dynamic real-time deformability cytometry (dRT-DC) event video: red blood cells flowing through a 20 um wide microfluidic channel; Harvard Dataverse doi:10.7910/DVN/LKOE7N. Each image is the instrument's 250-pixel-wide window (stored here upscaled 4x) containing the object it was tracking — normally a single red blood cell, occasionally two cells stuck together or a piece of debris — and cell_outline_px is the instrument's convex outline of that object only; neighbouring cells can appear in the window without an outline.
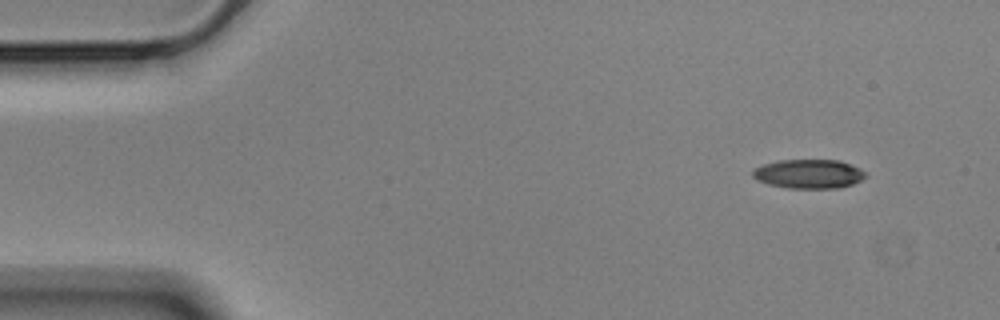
{"species": "Egyptian fruit bat (a non-hibernating species)", "species_latin": "Rousettus aegyptiacus", "temperature_condition": "cold", "stored_images_in_passage": 52, "camera_frame_rate_fps": 3000, "um_per_image_px": 0.085, "animal": {"sex": "male"}, "frame": {"image": 1, "passage_image": 1, "time_ms": 0.0, "image_size_px": [1000, 320], "cell_outline_px": [[868, 176], [852, 184], [836, 188], [788, 188], [768, 184], [756, 180], [752, 176], [752, 172], [756, 168], [764, 164], [780, 160], [840, 160], [852, 164], [860, 168]], "centroid_in_image_um": [68.75, 14.78], "position_along_channel_um": 16.2, "area_um2": 19.13}}
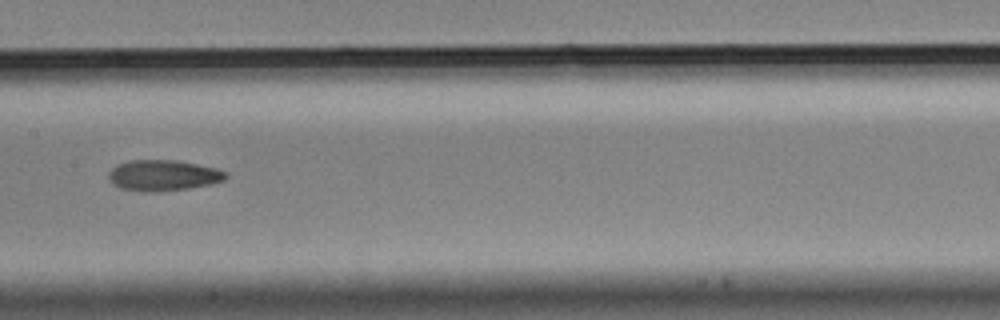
{"frame": {"image": 2, "passage_image": 24, "time_ms": 7.667, "image_size_px": [1000, 320], "cell_outline_px": [[228, 176], [224, 180], [212, 184], [188, 188], [156, 192], [144, 192], [120, 188], [108, 180], [108, 172], [116, 164], [128, 160], [176, 160], [216, 168], [224, 172]], "centroid_in_image_um": [13.82, 14.91], "position_along_channel_um": 193.6, "area_um2": 21.15}}
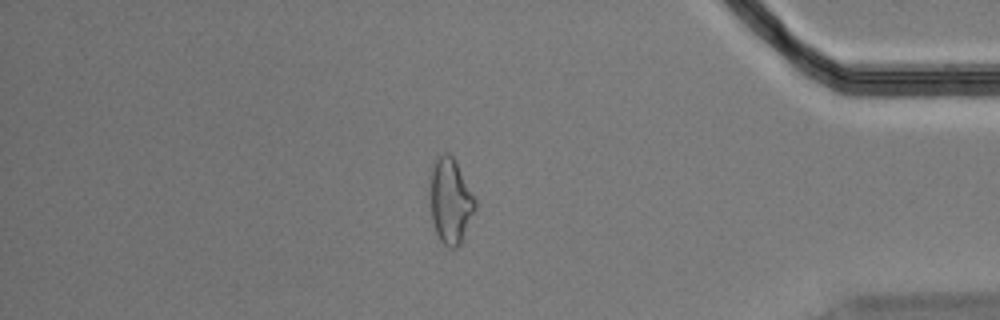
{"frame": {"image": 3, "passage_image": 44, "time_ms": 14.333, "image_size_px": [1000, 320], "cell_outline_px": [[476, 208], [460, 244], [456, 248], [448, 248], [440, 240], [436, 232], [432, 220], [428, 196], [432, 168], [436, 156], [444, 152], [448, 152], [452, 156], [476, 200]], "centroid_in_image_um": [38.25, 17.08], "position_along_channel_um": 397.0, "area_um2": 22.48}, "authors_computed_cell_mechanics": {"area_um2": 20.7502, "velocity_mm_per_s": 3.5447, "shape_relaxation_time_tau1_ms": 3.7845, "shape_relaxation_time_tau2_ms": 5.7285, "deformation_change_tau1": 0.1434, "deformation_change_tau2": 0.141}}